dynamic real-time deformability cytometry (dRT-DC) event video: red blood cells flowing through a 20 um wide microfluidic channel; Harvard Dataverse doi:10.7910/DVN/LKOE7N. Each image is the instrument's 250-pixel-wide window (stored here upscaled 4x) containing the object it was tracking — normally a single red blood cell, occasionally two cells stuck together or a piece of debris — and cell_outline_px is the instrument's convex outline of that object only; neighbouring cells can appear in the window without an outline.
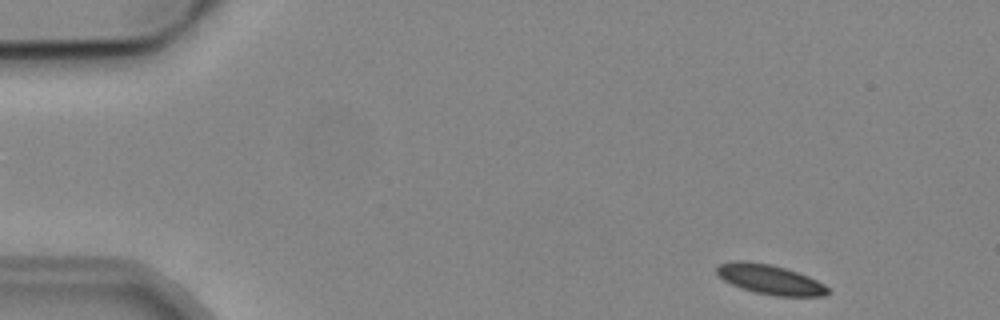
{"species": "common noctule bat (a hibernating species)", "species_latin": "Nyctalus noctula", "temperature_condition": "cold", "stored_images_in_passage": 5, "segment_of_instrument_passage": [2, 2], "camera_frame_rate_fps": 3000, "um_per_image_px": 0.085, "animal": {"sex": "male", "body_mass_g": 19.2, "forearm_length_mm": 51.8}, "frame": {"image": 1, "passage_image": 5, "time_ms": 6.0, "image_size_px": [1000, 320], "cell_outline_px": [[832, 292], [824, 296], [776, 296], [756, 292], [740, 288], [724, 280], [716, 272], [716, 264], [736, 260], [744, 260], [772, 264], [808, 276], [824, 284]], "centroid_in_image_um": [65.44, 23.74], "position_along_channel_um": 19.6, "area_um2": 19.31}}